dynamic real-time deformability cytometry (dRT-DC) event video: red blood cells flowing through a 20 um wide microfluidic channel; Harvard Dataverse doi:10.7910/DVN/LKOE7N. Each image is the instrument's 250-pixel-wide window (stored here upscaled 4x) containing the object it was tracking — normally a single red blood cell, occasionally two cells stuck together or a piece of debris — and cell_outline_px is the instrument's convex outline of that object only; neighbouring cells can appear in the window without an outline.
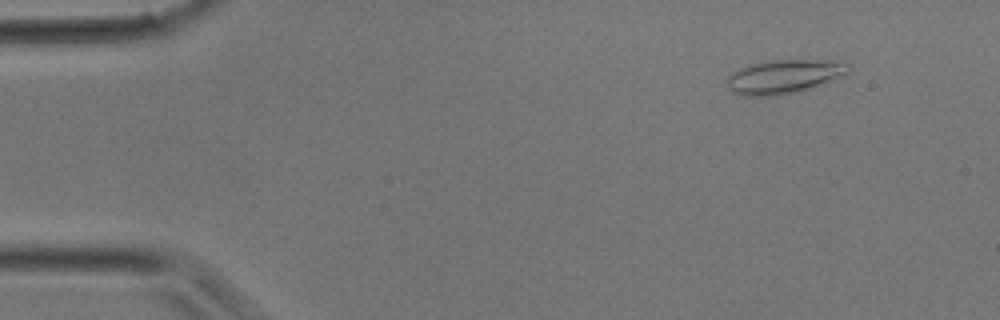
{"species": "common noctule bat (a hibernating species)", "species_latin": "Nyctalus noctula", "temperature_condition": "room temperature", "stored_images_in_passage": 34, "camera_frame_rate_fps": 3000, "um_per_image_px": 0.085, "animal": {"sex": "male", "body_mass_g": 17.9}, "frame": {"image": 1, "passage_image": 4, "time_ms": 1.0, "image_size_px": [1000, 320], "cell_outline_px": [[848, 72], [808, 88], [792, 92], [768, 96], [740, 96], [732, 92], [728, 88], [728, 76], [732, 72], [748, 64], [768, 60], [828, 60], [848, 64]], "centroid_in_image_um": [66.51, 6.5], "position_along_channel_um": 18.5, "area_um2": 23.35}}
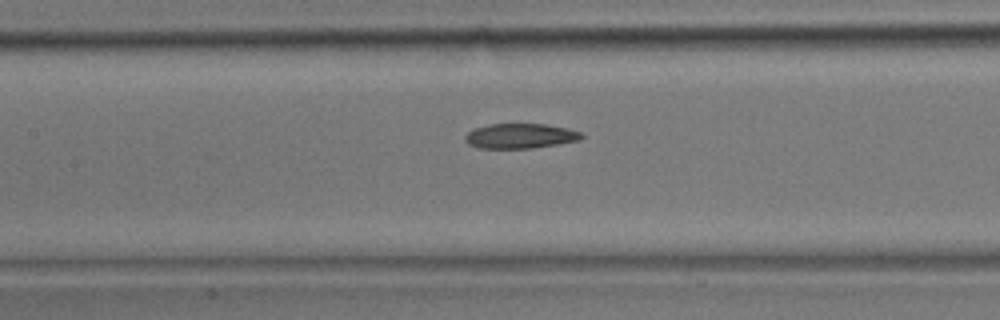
{"frame": {"image": 2, "passage_image": 16, "time_ms": 5.0, "image_size_px": [1000, 320], "cell_outline_px": [[584, 136], [580, 140], [532, 148], [480, 148], [468, 144], [464, 140], [464, 136], [468, 132], [476, 128], [492, 124], [544, 124], [568, 128], [580, 132]], "centroid_in_image_um": [44.22, 11.56], "position_along_channel_um": 163.2, "area_um2": 16.76}}
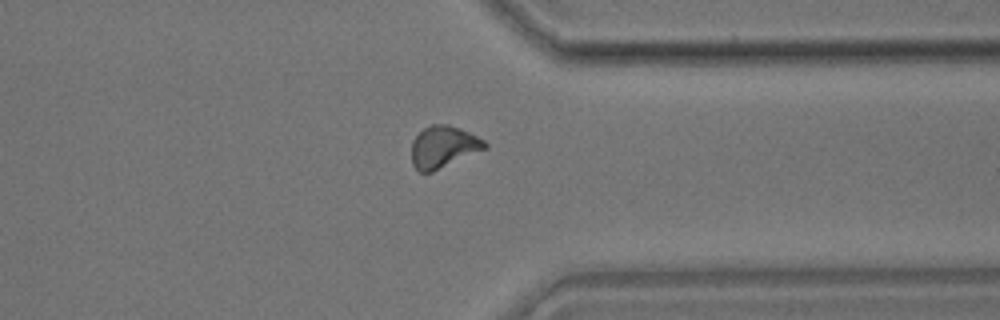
{"frame": {"image": 3, "passage_image": 27, "time_ms": 8.667, "image_size_px": [1000, 320], "cell_outline_px": [[488, 148], [432, 172], [420, 172], [412, 164], [412, 140], [424, 128], [432, 124], [448, 124], [460, 128], [484, 140], [488, 144]], "centroid_in_image_um": [37.7, 12.48], "position_along_channel_um": 373.7, "area_um2": 17.86}}